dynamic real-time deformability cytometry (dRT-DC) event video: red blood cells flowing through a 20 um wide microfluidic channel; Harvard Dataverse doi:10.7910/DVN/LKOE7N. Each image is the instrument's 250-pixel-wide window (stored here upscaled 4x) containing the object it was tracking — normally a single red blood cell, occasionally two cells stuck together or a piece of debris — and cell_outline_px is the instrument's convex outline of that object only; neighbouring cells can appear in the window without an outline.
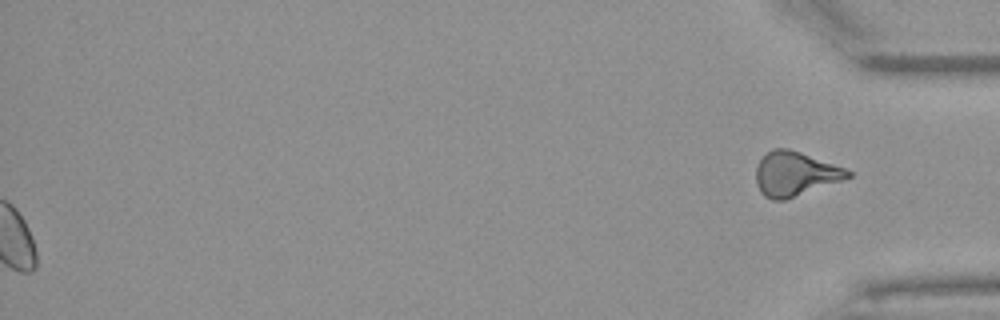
{"species": "Egyptian fruit bat (a non-hibernating species)", "species_latin": "Rousettus aegyptiacus", "temperature_condition": "warm", "stored_images_in_passage": 54, "segment_of_instrument_passage": [2, 2], "camera_frame_rate_fps": 3000, "um_per_image_px": 0.085, "animal": {"sex": "female"}, "frame": {"image": 1, "passage_image": 54, "time_ms": 17.667, "image_size_px": [1000, 320], "cell_outline_px": [[852, 176], [784, 200], [772, 200], [764, 196], [760, 192], [756, 184], [756, 168], [760, 160], [772, 148], [788, 148], [800, 152], [844, 168], [852, 172]], "centroid_in_image_um": [67.53, 14.78], "position_along_channel_um": 367.7, "area_um2": 23.29}}